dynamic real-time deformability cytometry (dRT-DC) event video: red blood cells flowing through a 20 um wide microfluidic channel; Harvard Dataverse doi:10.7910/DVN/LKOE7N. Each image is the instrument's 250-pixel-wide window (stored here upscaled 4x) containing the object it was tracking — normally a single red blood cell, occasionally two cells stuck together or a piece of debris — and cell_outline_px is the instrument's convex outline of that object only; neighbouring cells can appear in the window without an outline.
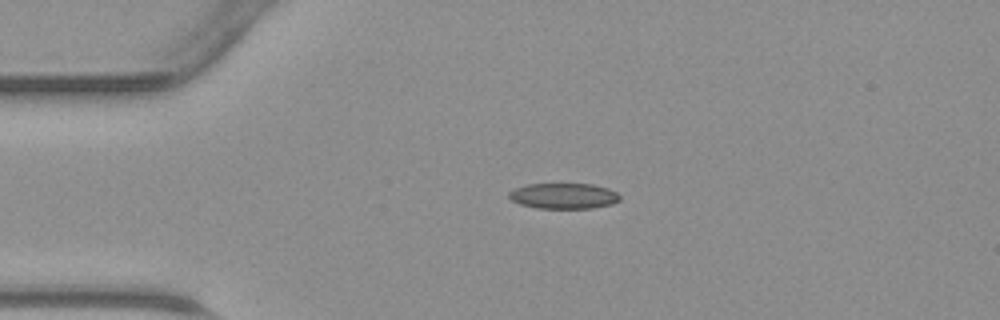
{"species": "common noctule bat (a hibernating species)", "species_latin": "Nyctalus noctula", "temperature_condition": "warm", "stored_images_in_passage": 36, "camera_frame_rate_fps": 3000, "um_per_image_px": 0.085, "animal": {"sex": "male", "body_mass_g": 23.1, "forearm_length_mm": 52.7}, "frame": {"image": 1, "passage_image": 1, "time_ms": 0.0, "image_size_px": [1000, 320], "cell_outline_px": [[620, 200], [612, 204], [592, 208], [536, 208], [520, 204], [512, 200], [508, 196], [508, 192], [524, 184], [592, 184], [608, 188], [616, 192], [620, 196]], "centroid_in_image_um": [47.91, 16.65], "position_along_channel_um": 37.1, "area_um2": 16.59}}
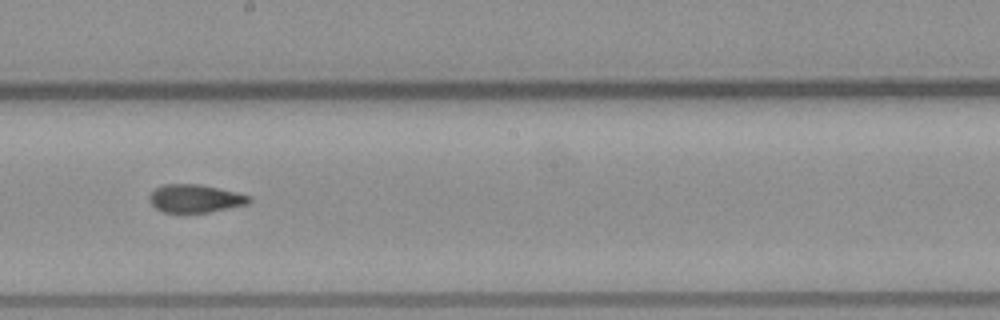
{"frame": {"image": 2, "passage_image": 16, "time_ms": 5.0, "image_size_px": [1000, 320], "cell_outline_px": [[252, 200], [248, 204], [208, 212], [164, 212], [156, 208], [148, 200], [148, 196], [156, 188], [164, 184], [200, 184], [236, 192], [252, 196]], "centroid_in_image_um": [16.6, 16.86], "position_along_channel_um": 231.6, "area_um2": 16.24}}
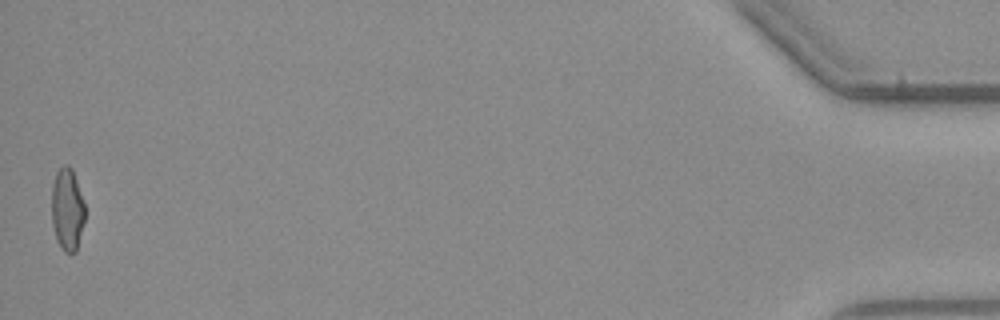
{"frame": {"image": 3, "passage_image": 36, "time_ms": 11.667, "image_size_px": [1000, 320], "cell_outline_px": [[84, 220], [76, 252], [64, 252], [56, 240], [52, 224], [52, 184], [56, 172], [64, 164], [68, 164], [72, 168], [84, 204]], "centroid_in_image_um": [5.7, 17.79], "position_along_channel_um": 429.5, "area_um2": 15.9}}